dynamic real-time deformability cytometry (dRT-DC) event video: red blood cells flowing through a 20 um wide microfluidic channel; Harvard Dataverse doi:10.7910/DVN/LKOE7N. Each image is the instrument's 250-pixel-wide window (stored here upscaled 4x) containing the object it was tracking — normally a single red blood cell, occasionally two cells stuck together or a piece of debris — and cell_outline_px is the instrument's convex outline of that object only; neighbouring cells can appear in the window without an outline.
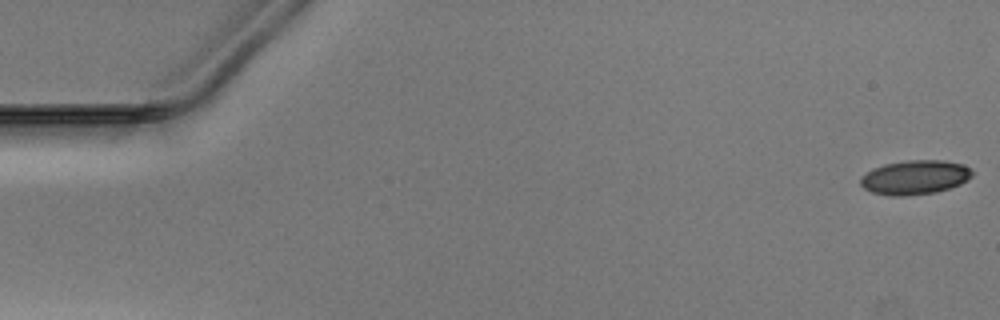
{"species": "Egyptian fruit bat (a non-hibernating species)", "species_latin": "Rousettus aegyptiacus", "temperature_condition": "warm", "stored_images_in_passage": 51, "camera_frame_rate_fps": 3000, "um_per_image_px": 0.085, "animal": {"sex": "male"}, "frame": {"image": 1, "passage_image": 1, "time_ms": 0.0, "image_size_px": [1000, 320], "cell_outline_px": [[972, 176], [968, 180], [960, 184], [936, 192], [904, 196], [892, 196], [872, 192], [864, 188], [860, 184], [860, 176], [884, 164], [908, 160], [944, 160], [964, 164], [972, 172]], "centroid_in_image_um": [77.77, 15.07], "position_along_channel_um": 7.2, "area_um2": 22.2}}
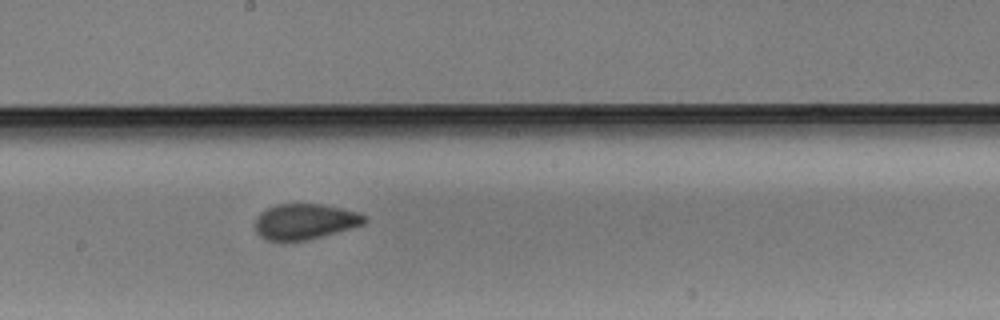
{"frame": {"image": 2, "passage_image": 28, "time_ms": 9.0, "image_size_px": [1000, 320], "cell_outline_px": [[368, 220], [364, 224], [324, 236], [308, 240], [268, 240], [260, 236], [256, 232], [256, 220], [260, 212], [276, 204], [320, 204], [340, 208], [356, 212], [368, 216]], "centroid_in_image_um": [25.94, 18.83], "position_along_channel_um": 222.3, "area_um2": 22.54}}
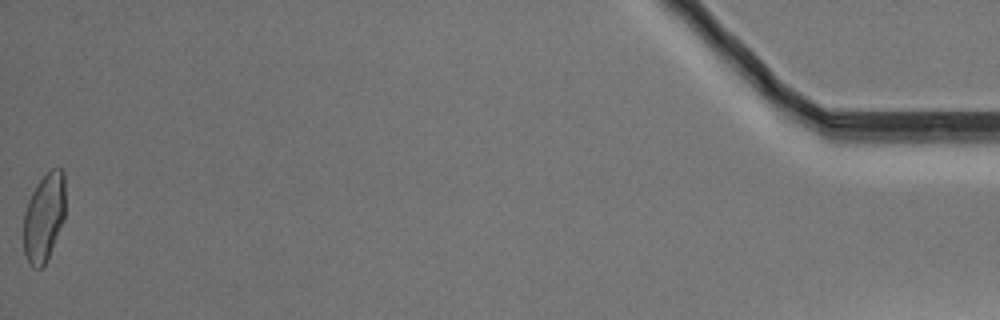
{"frame": {"image": 3, "passage_image": 51, "time_ms": 16.667, "image_size_px": [1000, 320], "cell_outline_px": [[64, 220], [48, 256], [44, 264], [40, 268], [32, 268], [24, 256], [24, 212], [28, 200], [36, 184], [52, 168], [64, 168]], "centroid_in_image_um": [3.73, 18.46], "position_along_channel_um": 431.5, "area_um2": 21.39}}